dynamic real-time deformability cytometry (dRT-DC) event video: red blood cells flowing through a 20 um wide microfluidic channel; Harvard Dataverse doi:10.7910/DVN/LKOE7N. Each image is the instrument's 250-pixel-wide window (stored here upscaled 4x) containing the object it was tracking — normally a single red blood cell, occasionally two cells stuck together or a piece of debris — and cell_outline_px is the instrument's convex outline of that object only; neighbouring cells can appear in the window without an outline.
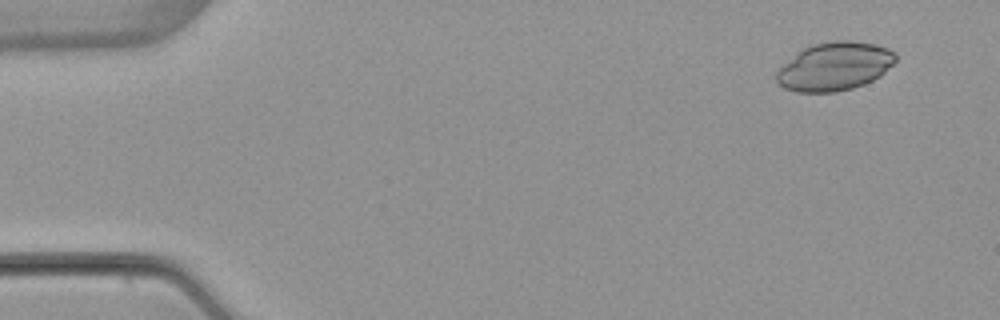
{"species": "common noctule bat (a hibernating species)", "species_latin": "Nyctalus noctula", "temperature_condition": "warm", "stored_images_in_passage": 4, "camera_frame_rate_fps": 3000, "um_per_image_px": 0.085, "animal": {"sex": "female", "body_mass_g": 22.7, "forearm_length_mm": 54.2}, "frame": {"image": 1, "passage_image": 1, "time_ms": 0.0, "image_size_px": [1000, 320], "cell_outline_px": [[896, 60], [880, 76], [864, 84], [852, 88], [836, 92], [796, 92], [784, 88], [776, 84], [776, 72], [784, 64], [804, 48], [812, 44], [836, 40], [852, 40], [872, 44], [888, 48], [896, 52]], "centroid_in_image_um": [70.94, 5.65], "position_along_channel_um": 14.1, "area_um2": 33.47}}